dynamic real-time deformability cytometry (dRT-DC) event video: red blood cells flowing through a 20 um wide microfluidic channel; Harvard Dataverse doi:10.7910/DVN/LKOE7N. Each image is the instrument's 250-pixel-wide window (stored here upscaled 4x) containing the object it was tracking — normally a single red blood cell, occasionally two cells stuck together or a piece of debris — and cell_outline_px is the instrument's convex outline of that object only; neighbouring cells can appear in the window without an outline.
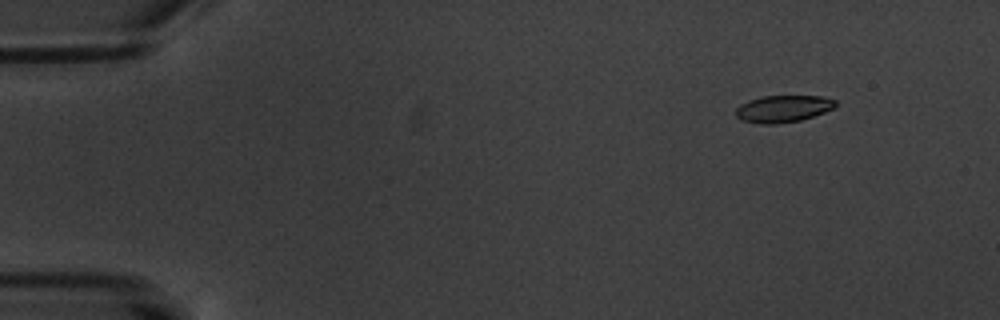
{"species": "common noctule bat (a hibernating species)", "species_latin": "Nyctalus noctula", "temperature_condition": "warm", "stored_images_in_passage": 6, "camera_frame_rate_fps": 3000, "um_per_image_px": 0.085, "animal": {"sex": "male", "body_mass_g": 20.1, "forearm_length_mm": 53.5}, "frame": {"image": 1, "passage_image": 2, "time_ms": 1.333, "image_size_px": [1000, 320], "cell_outline_px": [[836, 108], [800, 120], [776, 124], [760, 124], [740, 120], [736, 116], [736, 108], [740, 104], [748, 100], [764, 96], [824, 96], [836, 100]], "centroid_in_image_um": [66.56, 9.24], "position_along_channel_um": 18.4, "area_um2": 15.78}}
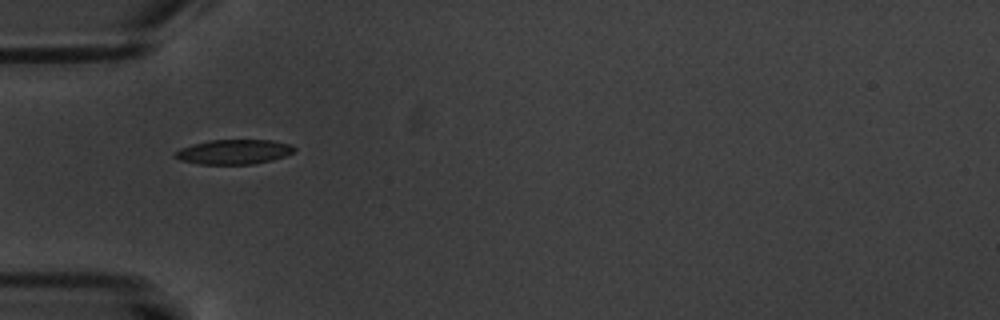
{"frame": {"image": 2, "passage_image": 5, "time_ms": 5.667, "image_size_px": [1000, 320], "cell_outline_px": [[296, 152], [272, 160], [252, 164], [200, 164], [180, 160], [172, 156], [172, 152], [180, 148], [192, 144], [208, 140], [272, 140], [292, 144], [296, 148]], "centroid_in_image_um": [19.87, 12.9], "position_along_channel_um": 65.1, "area_um2": 17.4}}